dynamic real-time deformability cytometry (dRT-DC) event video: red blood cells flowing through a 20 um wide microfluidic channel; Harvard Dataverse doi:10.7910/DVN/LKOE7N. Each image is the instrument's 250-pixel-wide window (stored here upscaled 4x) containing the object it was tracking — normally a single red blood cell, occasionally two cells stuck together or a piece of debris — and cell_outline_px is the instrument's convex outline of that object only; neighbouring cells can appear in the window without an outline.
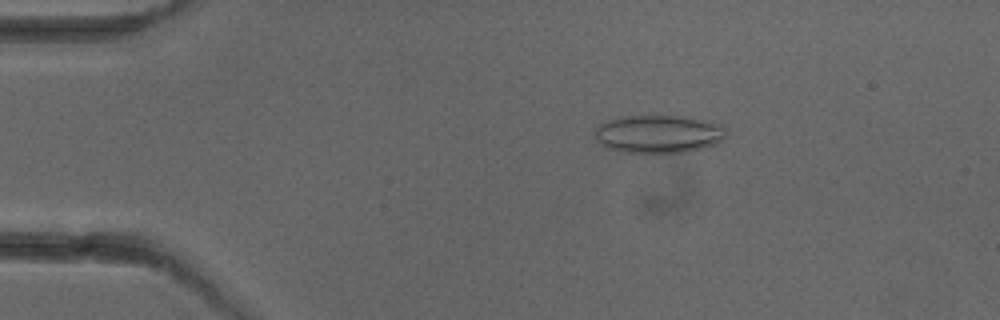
{"species": "common noctule bat (a hibernating species)", "species_latin": "Nyctalus noctula", "temperature_condition": "cold", "stored_images_in_passage": 7, "camera_frame_rate_fps": 3000, "um_per_image_px": 0.085, "animal": {"sex": "female"}, "frame": {"image": 1, "passage_image": 3, "time_ms": 2.333, "image_size_px": [1000, 320], "cell_outline_px": [[728, 128], [724, 140], [716, 144], [704, 148], [688, 152], [620, 152], [608, 148], [600, 144], [596, 140], [592, 132], [596, 124], [620, 116], [680, 116], [724, 124]], "centroid_in_image_um": [55.96, 11.38], "position_along_channel_um": 29.0, "area_um2": 29.65}}
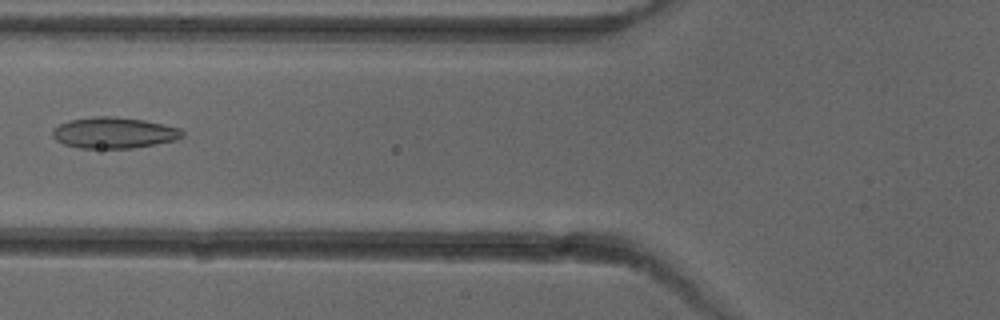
{"frame": {"image": 2, "passage_image": 6, "time_ms": 6.0, "image_size_px": [1000, 320], "cell_outline_px": [[184, 136], [176, 140], [132, 148], [80, 148], [64, 144], [56, 140], [52, 136], [52, 128], [68, 120], [92, 116], [116, 116], [144, 120], [180, 128], [184, 132]], "centroid_in_image_um": [9.66, 11.28], "position_along_channel_um": 116.1, "area_um2": 23.64}}
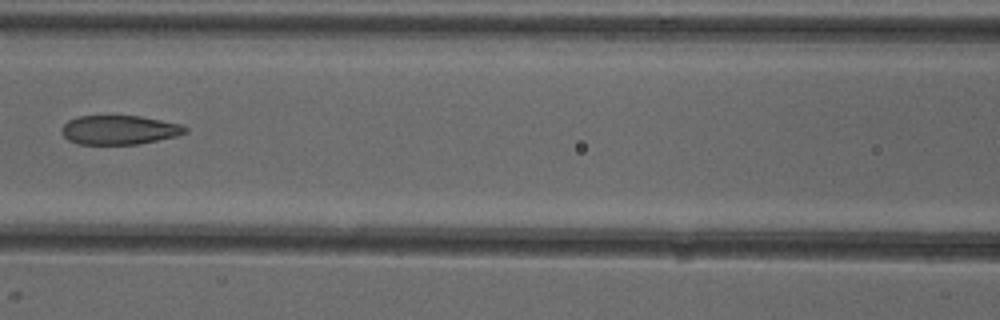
{"frame": {"image": 3, "passage_image": 7, "time_ms": 7.0, "image_size_px": [1000, 320], "cell_outline_px": [[188, 132], [176, 136], [140, 144], [76, 144], [68, 140], [60, 132], [60, 128], [68, 120], [80, 116], [140, 116], [184, 124], [188, 128]], "centroid_in_image_um": [10.15, 11.04], "position_along_channel_um": 156.4, "area_um2": 21.21}}